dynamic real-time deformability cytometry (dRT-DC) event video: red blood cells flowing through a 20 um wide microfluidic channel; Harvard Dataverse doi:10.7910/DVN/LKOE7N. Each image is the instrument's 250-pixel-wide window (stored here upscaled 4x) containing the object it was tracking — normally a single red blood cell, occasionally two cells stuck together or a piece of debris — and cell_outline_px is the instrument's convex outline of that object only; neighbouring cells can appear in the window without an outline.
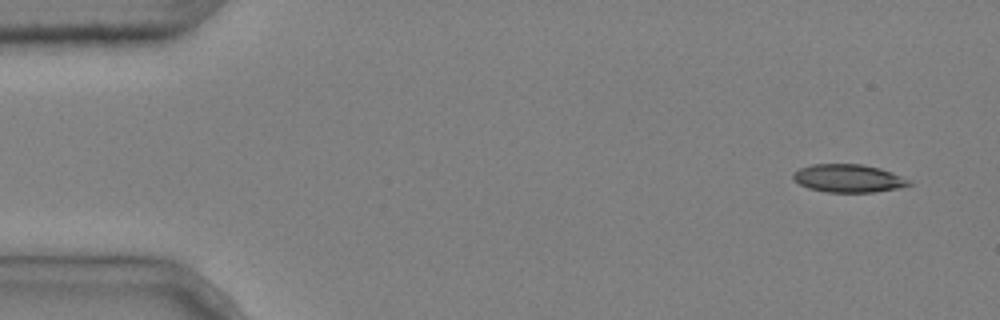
{"species": "common noctule bat (a hibernating species)", "species_latin": "Nyctalus noctula", "temperature_condition": "cold", "stored_images_in_passage": 5, "camera_frame_rate_fps": 3000, "um_per_image_px": 0.085, "animal": {"sex": "male", "body_mass_g": 20.4}, "frame": {"image": 1, "passage_image": 1, "time_ms": 0.0, "image_size_px": [1000, 320], "cell_outline_px": [[912, 184], [896, 188], [876, 192], [824, 192], [808, 188], [800, 184], [792, 176], [792, 172], [800, 168], [812, 164], [864, 164], [880, 168], [892, 172], [912, 180]], "centroid_in_image_um": [72.12, 15.15], "position_along_channel_um": 12.9, "area_um2": 19.02}}
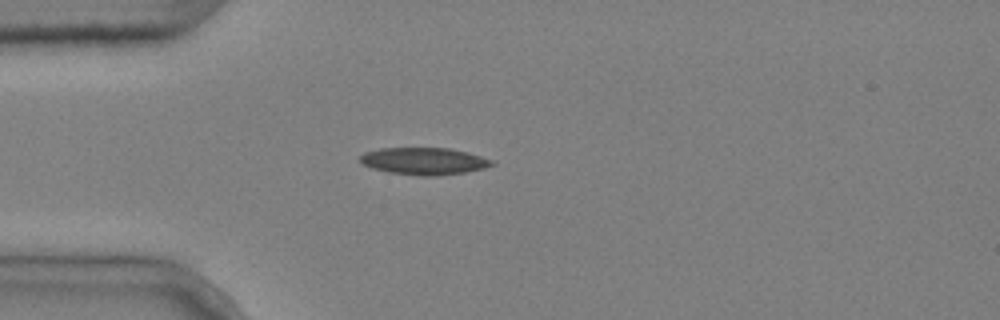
{"frame": {"image": 2, "passage_image": 4, "time_ms": 1.0, "image_size_px": [1000, 320], "cell_outline_px": [[496, 164], [484, 168], [464, 172], [432, 176], [420, 176], [388, 172], [372, 168], [360, 164], [360, 156], [364, 152], [380, 148], [448, 148], [468, 152], [492, 160]], "centroid_in_image_um": [36.01, 13.69], "position_along_channel_um": 49.0, "area_um2": 20.81}}